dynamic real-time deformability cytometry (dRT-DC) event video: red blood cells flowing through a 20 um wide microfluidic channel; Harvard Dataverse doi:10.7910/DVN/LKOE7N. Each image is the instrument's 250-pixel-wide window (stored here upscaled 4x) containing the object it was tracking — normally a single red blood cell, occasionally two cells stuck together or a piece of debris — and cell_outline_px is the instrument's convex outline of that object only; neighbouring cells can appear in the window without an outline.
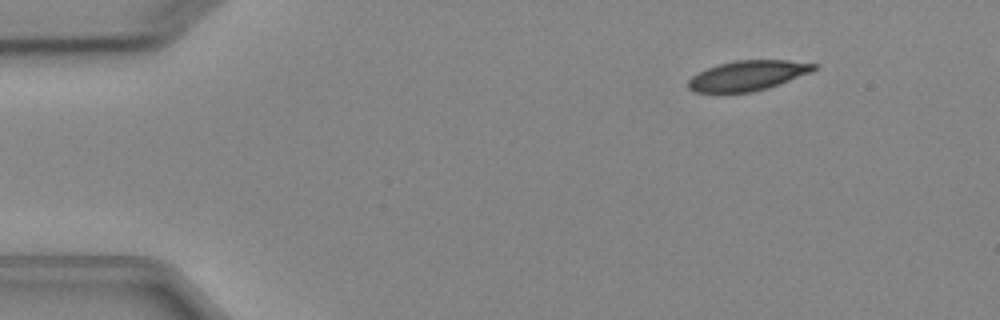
{"species": "Egyptian fruit bat (a non-hibernating species)", "species_latin": "Rousettus aegyptiacus", "temperature_condition": "cold", "stored_images_in_passage": 5, "segment_of_instrument_passage": [1, 2], "camera_frame_rate_fps": 3000, "um_per_image_px": 0.085, "animal": {"sex": "female"}, "frame": {"image": 1, "passage_image": 2, "time_ms": 1.333, "image_size_px": [1000, 320], "cell_outline_px": [[816, 68], [812, 72], [768, 88], [752, 92], [692, 92], [688, 88], [688, 80], [692, 76], [708, 68], [720, 64], [736, 60], [788, 60], [816, 64]], "centroid_in_image_um": [63.56, 6.43], "position_along_channel_um": 21.4, "area_um2": 21.79}}